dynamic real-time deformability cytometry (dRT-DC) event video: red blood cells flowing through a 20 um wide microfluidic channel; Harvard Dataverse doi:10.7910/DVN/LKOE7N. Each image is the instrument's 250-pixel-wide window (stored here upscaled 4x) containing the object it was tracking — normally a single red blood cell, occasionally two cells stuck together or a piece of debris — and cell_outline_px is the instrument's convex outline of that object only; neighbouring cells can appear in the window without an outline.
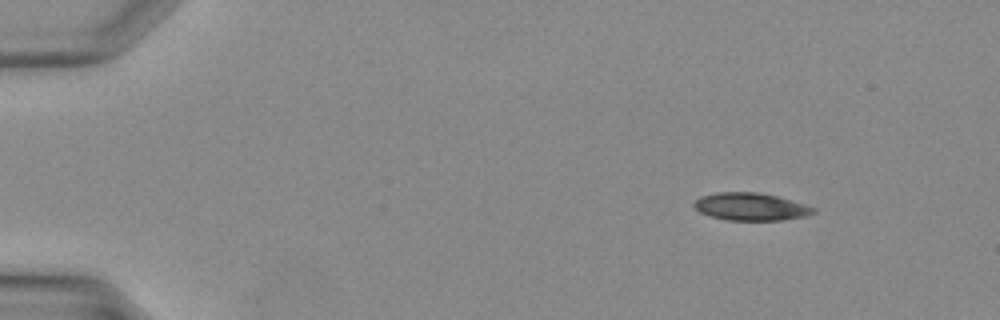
{"species": "Egyptian fruit bat (a non-hibernating species)", "species_latin": "Rousettus aegyptiacus", "temperature_condition": "warm", "stored_images_in_passage": 34, "camera_frame_rate_fps": 3000, "um_per_image_px": 0.085, "animal": {"sex": "female"}, "frame": {"image": 1, "passage_image": 1, "time_ms": 0.0, "image_size_px": [1000, 320], "cell_outline_px": [[816, 212], [808, 216], [784, 220], [728, 220], [712, 216], [700, 212], [692, 204], [700, 196], [716, 192], [760, 192], [780, 196], [816, 208]], "centroid_in_image_um": [63.86, 17.56], "position_along_channel_um": 21.1, "area_um2": 19.36}}
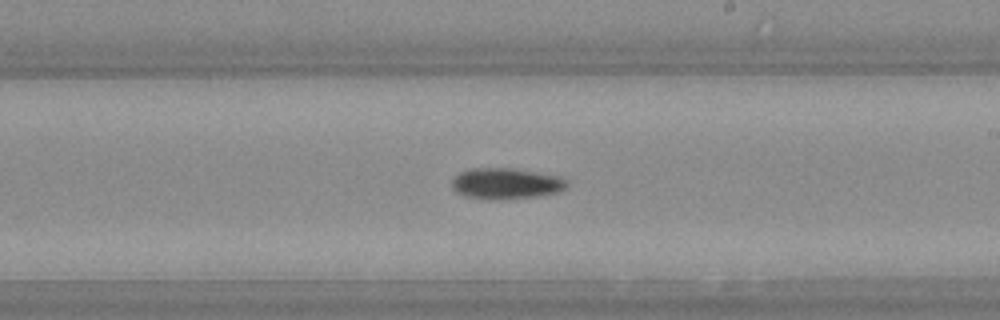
{"frame": {"image": 2, "passage_image": 19, "time_ms": 6.0, "image_size_px": [1000, 320], "cell_outline_px": [[568, 184], [564, 188], [556, 192], [536, 196], [500, 200], [484, 200], [464, 196], [456, 192], [452, 188], [452, 180], [460, 172], [472, 168], [508, 168], [564, 176], [568, 180]], "centroid_in_image_um": [43.0, 15.61], "position_along_channel_um": 246.0, "area_um2": 20.98}}
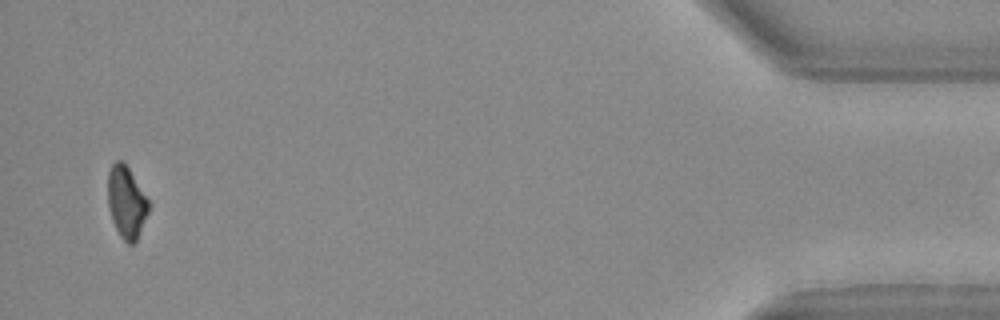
{"frame": {"image": 3, "passage_image": 33, "time_ms": 10.667, "image_size_px": [1000, 320], "cell_outline_px": [[152, 204], [136, 240], [132, 244], [128, 244], [120, 236], [112, 220], [108, 204], [108, 172], [112, 164], [116, 160], [124, 160]], "centroid_in_image_um": [10.76, 17.14], "position_along_channel_um": 424.4, "area_um2": 17.28}}